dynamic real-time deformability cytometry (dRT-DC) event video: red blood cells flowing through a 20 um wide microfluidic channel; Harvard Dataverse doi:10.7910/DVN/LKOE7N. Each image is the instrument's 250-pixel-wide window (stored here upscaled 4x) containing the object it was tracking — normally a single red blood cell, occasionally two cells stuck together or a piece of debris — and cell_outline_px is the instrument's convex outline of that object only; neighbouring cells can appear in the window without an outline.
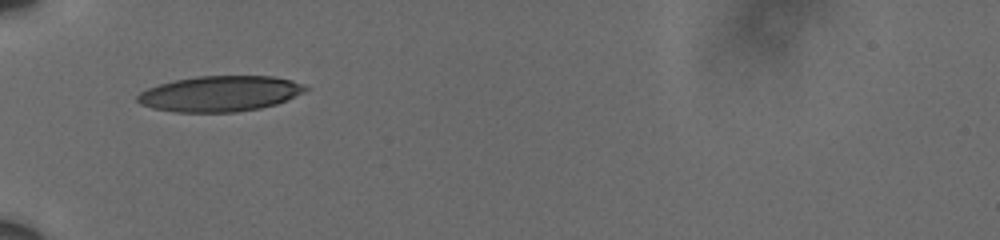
{"species": "human", "species_latin": "Homo sapiens", "temperature_condition": "cold", "stored_images_in_passage": 38, "camera_frame_rate_fps": 3000, "um_per_image_px": 0.085, "donor": {"sex": "male"}, "frame": {"image": 1, "passage_image": 1, "time_ms": 0.0, "image_size_px": [1000, 240], "cell_outline_px": [[308, 88], [276, 104], [260, 108], [236, 112], [176, 112], [152, 108], [140, 104], [136, 100], [136, 96], [140, 92], [148, 88], [160, 84], [176, 80], [196, 76], [272, 76], [292, 80], [304, 84]], "centroid_in_image_um": [18.64, 7.96], "position_along_channel_um": 66.4, "area_um2": 34.56}}
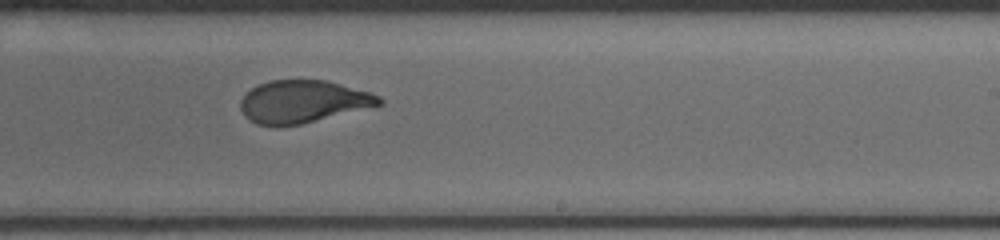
{"frame": {"image": 2, "passage_image": 18, "time_ms": 5.667, "image_size_px": [1000, 240], "cell_outline_px": [[384, 104], [300, 124], [256, 124], [248, 120], [244, 116], [240, 108], [240, 100], [252, 88], [268, 80], [328, 80], [372, 92], [380, 96], [384, 100]], "centroid_in_image_um": [25.79, 8.61], "position_along_channel_um": 263.2, "area_um2": 34.16}}
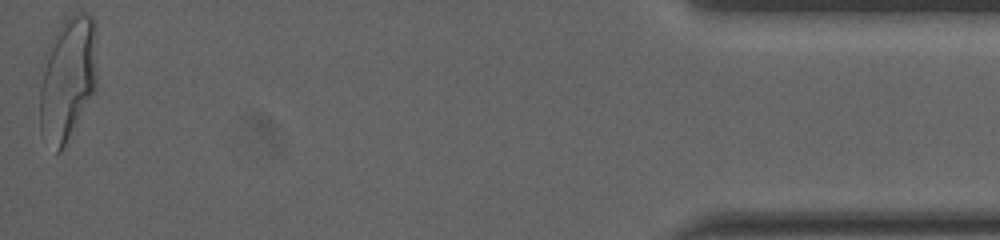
{"frame": {"image": 3, "passage_image": 38, "time_ms": 12.333, "image_size_px": [1000, 240], "cell_outline_px": [[96, 88], [60, 152], [56, 152], [40, 132], [40, 88], [48, 44], [64, 20], [68, 16], [80, 12], [84, 12], [92, 16], [96, 24]], "centroid_in_image_um": [5.76, 6.63], "position_along_channel_um": 429.4, "area_um2": 41.04}, "authors_computed_cell_mechanics": {"area_um2": 35.5181, "velocity_mm_per_s": 3.6014, "shape_relaxation_time_tau1_ms": 4.4028, "shape_relaxation_time_tau2_ms": null, "deformation_change_tau1": 0.175, "deformation_change_tau2": null}}